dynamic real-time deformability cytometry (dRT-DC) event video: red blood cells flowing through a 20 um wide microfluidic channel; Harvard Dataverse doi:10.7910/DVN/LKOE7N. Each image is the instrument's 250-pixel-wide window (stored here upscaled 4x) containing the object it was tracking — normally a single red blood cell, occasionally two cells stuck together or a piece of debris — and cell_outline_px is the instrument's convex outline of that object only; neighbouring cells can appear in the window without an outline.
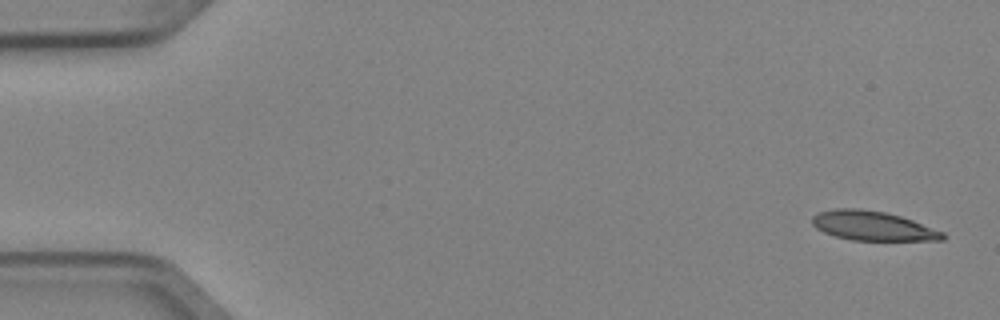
{"species": "Egyptian fruit bat (a non-hibernating species)", "species_latin": "Rousettus aegyptiacus", "temperature_condition": "cold", "stored_images_in_passage": 5, "camera_frame_rate_fps": 3000, "um_per_image_px": 0.085, "animal": {"sex": "female"}, "frame": {"image": 1, "passage_image": 1, "time_ms": 0.0, "image_size_px": [1000, 320], "cell_outline_px": [[944, 240], [852, 240], [836, 236], [824, 232], [816, 228], [812, 224], [812, 216], [820, 212], [836, 208], [860, 208], [884, 212], [900, 216], [912, 220], [944, 232]], "centroid_in_image_um": [74.16, 19.19], "position_along_channel_um": 10.8, "area_um2": 22.14}}